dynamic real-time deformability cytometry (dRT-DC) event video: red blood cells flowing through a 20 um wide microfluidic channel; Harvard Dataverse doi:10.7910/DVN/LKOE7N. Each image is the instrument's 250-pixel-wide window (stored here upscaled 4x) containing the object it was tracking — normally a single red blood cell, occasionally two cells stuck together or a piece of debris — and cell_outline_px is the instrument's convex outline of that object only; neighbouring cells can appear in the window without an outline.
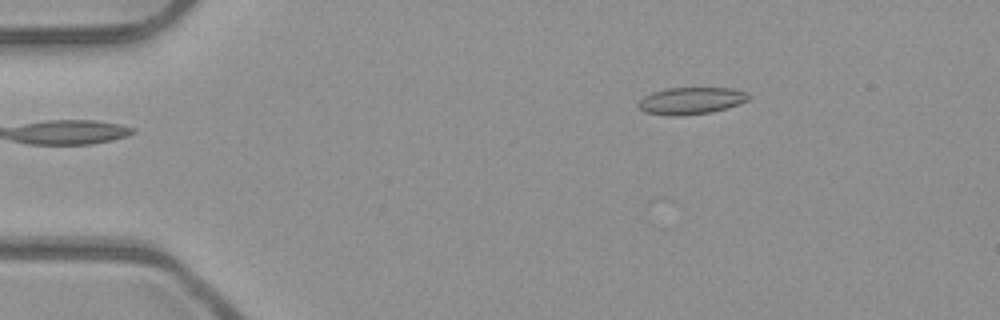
{"species": "common noctule bat (a hibernating species)", "species_latin": "Nyctalus noctula", "temperature_condition": "room temperature", "stored_images_in_passage": 3, "camera_frame_rate_fps": 3000, "um_per_image_px": 0.085, "animal": {"sex": "male", "body_mass_g": 23.1, "forearm_length_mm": 52.7}, "frame": {"image": 1, "passage_image": 3, "time_ms": 0.667, "image_size_px": [1000, 320], "cell_outline_px": [[752, 96], [748, 100], [728, 108], [712, 112], [680, 116], [668, 116], [644, 112], [636, 104], [644, 96], [652, 92], [668, 88], [732, 88], [748, 92]], "centroid_in_image_um": [58.76, 8.57], "position_along_channel_um": 26.2, "area_um2": 17.57}}